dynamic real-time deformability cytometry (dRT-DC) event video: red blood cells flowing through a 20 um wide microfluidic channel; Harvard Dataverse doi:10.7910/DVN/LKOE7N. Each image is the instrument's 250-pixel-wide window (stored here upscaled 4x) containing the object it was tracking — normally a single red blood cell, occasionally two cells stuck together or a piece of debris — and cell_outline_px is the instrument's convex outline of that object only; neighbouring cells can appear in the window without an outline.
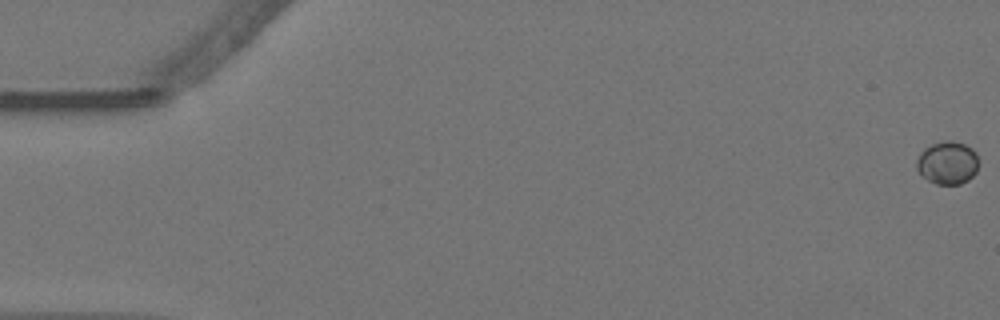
{"species": "Egyptian fruit bat (a non-hibernating species)", "species_latin": "Rousettus aegyptiacus", "temperature_condition": "warm", "stored_images_in_passage": 58, "camera_frame_rate_fps": 3000, "um_per_image_px": 0.085, "animal": {"sex": "female"}, "frame": {"image": 1, "passage_image": 1, "time_ms": 0.0, "image_size_px": [1000, 320], "cell_outline_px": [[976, 172], [968, 180], [960, 184], [936, 184], [928, 180], [916, 168], [916, 160], [920, 152], [924, 148], [932, 144], [944, 140], [952, 140], [964, 144], [972, 148], [976, 152]], "centroid_in_image_um": [80.51, 13.82], "position_along_channel_um": 4.5, "area_um2": 15.43}}
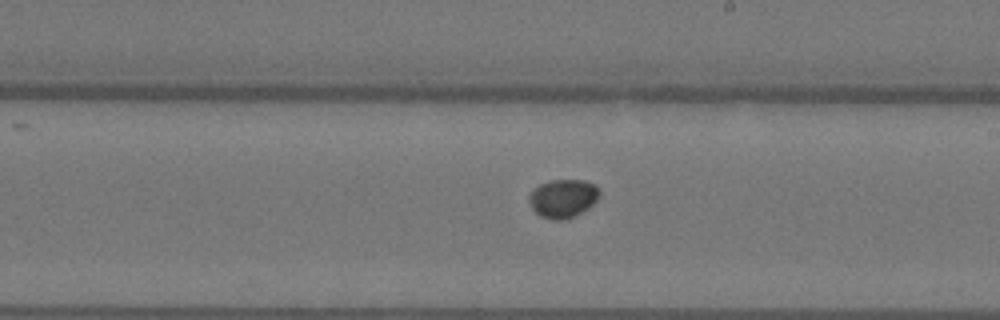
{"frame": {"image": 2, "passage_image": 34, "time_ms": 11.0, "image_size_px": [1000, 320], "cell_outline_px": [[600, 196], [588, 208], [576, 216], [560, 220], [552, 220], [540, 216], [532, 208], [528, 200], [528, 196], [540, 184], [552, 180], [584, 180], [596, 184], [600, 188]], "centroid_in_image_um": [47.88, 16.86], "position_along_channel_um": 241.1, "area_um2": 15.84}}
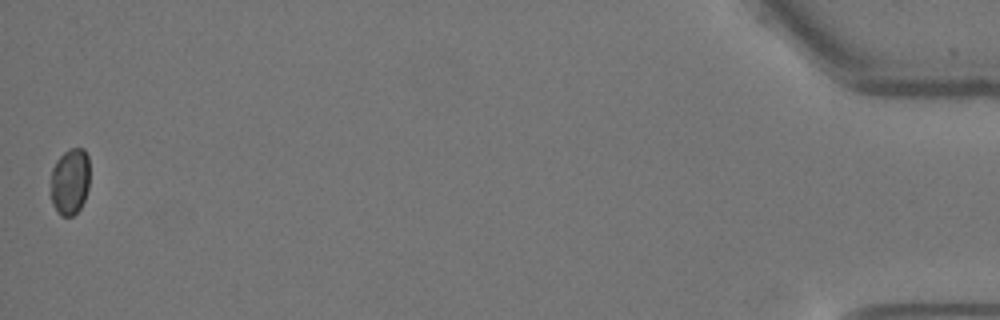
{"frame": {"image": 3, "passage_image": 58, "time_ms": 19.0, "image_size_px": [1000, 320], "cell_outline_px": [[88, 188], [84, 200], [80, 208], [72, 216], [60, 216], [56, 212], [52, 204], [52, 168], [56, 160], [68, 148], [84, 148], [88, 156]], "centroid_in_image_um": [5.94, 15.42], "position_along_channel_um": 429.3, "area_um2": 15.09}}